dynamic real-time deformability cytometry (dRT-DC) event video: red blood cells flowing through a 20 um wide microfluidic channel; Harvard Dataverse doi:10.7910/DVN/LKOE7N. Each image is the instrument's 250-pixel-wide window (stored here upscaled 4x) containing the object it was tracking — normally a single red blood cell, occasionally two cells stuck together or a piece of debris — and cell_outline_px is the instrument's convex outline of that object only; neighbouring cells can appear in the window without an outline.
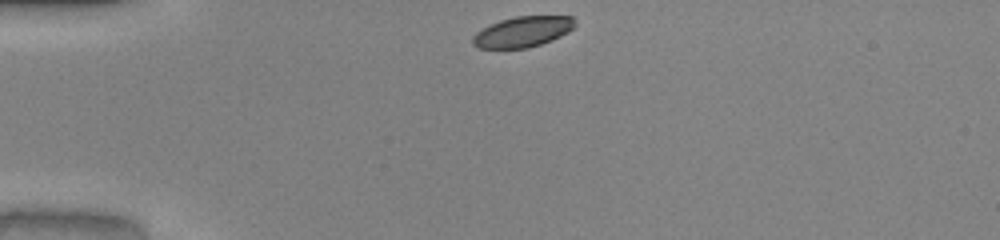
{"species": "common noctule bat (a hibernating species)", "species_latin": "Nyctalus noctula", "temperature_condition": "warm", "stored_images_in_passage": 31, "camera_frame_rate_fps": 3000, "um_per_image_px": 0.085, "animal": {"sex": "male", "body_mass_g": 20.0, "forearm_length_mm": 53.3}, "frame": {"image": 1, "passage_image": 1, "time_ms": 0.0, "image_size_px": [1000, 240], "cell_outline_px": [[576, 24], [568, 32], [552, 40], [528, 48], [480, 48], [472, 44], [472, 36], [476, 32], [500, 20], [516, 16], [572, 16]], "centroid_in_image_um": [44.43, 2.7], "position_along_channel_um": 40.6, "area_um2": 18.09}}
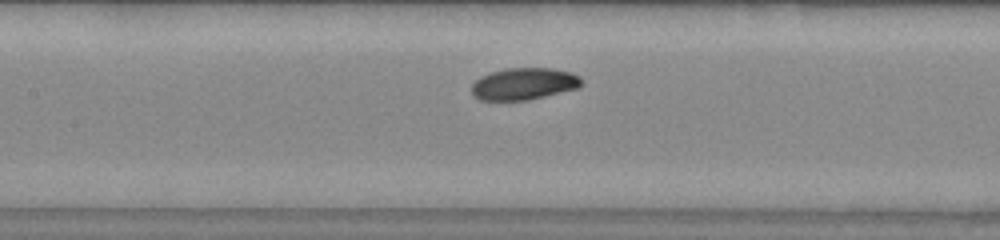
{"frame": {"image": 2, "passage_image": 13, "time_ms": 4.0, "image_size_px": [1000, 240], "cell_outline_px": [[584, 84], [580, 88], [528, 100], [480, 100], [472, 96], [472, 84], [480, 76], [488, 72], [504, 68], [556, 68], [572, 72], [580, 76]], "centroid_in_image_um": [44.56, 7.11], "position_along_channel_um": 162.8, "area_um2": 20.92}}
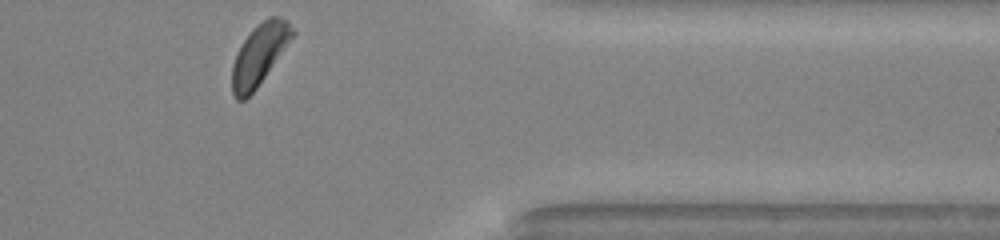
{"frame": {"image": 3, "passage_image": 31, "time_ms": 10.0, "image_size_px": [1000, 240], "cell_outline_px": [[296, 32], [256, 88], [244, 100], [236, 100], [232, 92], [232, 64], [244, 40], [268, 16], [280, 16]], "centroid_in_image_um": [22.03, 4.67], "position_along_channel_um": 389.4, "area_um2": 20.52}, "authors_computed_cell_mechanics": {"area_um2": 20.9814, "velocity_mm_per_s": 4.0323, "shape_relaxation_time_tau1_ms": 3.1592, "shape_relaxation_time_tau2_ms": null, "deformation_change_tau1": 0.1203, "deformation_change_tau2": null}}